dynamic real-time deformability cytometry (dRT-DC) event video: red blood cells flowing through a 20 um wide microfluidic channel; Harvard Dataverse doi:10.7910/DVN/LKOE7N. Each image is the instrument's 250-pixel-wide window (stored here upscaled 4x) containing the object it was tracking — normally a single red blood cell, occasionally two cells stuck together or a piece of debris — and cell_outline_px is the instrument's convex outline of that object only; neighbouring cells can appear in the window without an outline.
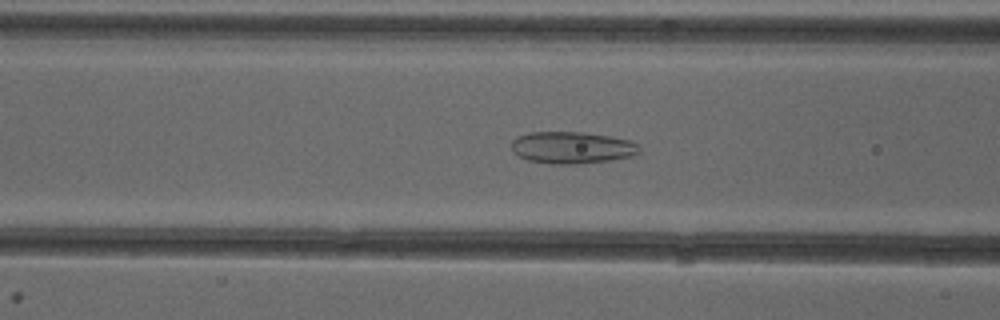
{"species": "common noctule bat (a hibernating species)", "species_latin": "Nyctalus noctula", "temperature_condition": "cold", "stored_images_in_passage": 51, "camera_frame_rate_fps": 3000, "um_per_image_px": 0.085, "animal": {"sex": "female"}, "frame": {"image": 1, "passage_image": 20, "time_ms": 6.333, "image_size_px": [1000, 320], "cell_outline_px": [[640, 152], [632, 156], [608, 160], [576, 164], [548, 164], [528, 160], [512, 152], [512, 140], [516, 136], [528, 132], [580, 132], [608, 136], [628, 140], [636, 144], [640, 148]], "centroid_in_image_um": [48.56, 12.55], "position_along_channel_um": 118.0, "area_um2": 23.7}}
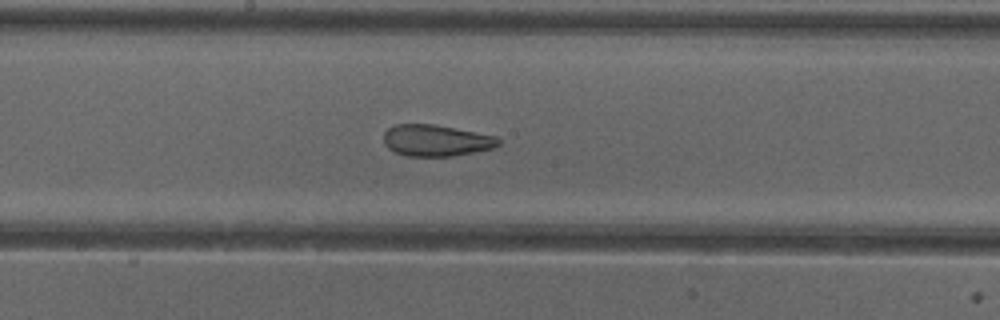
{"frame": {"image": 2, "passage_image": 27, "time_ms": 8.667, "image_size_px": [1000, 320], "cell_outline_px": [[500, 144], [492, 148], [452, 156], [408, 156], [396, 152], [388, 148], [384, 144], [384, 132], [388, 128], [396, 124], [436, 124], [496, 136], [500, 140]], "centroid_in_image_um": [37.05, 11.93], "position_along_channel_um": 211.1, "area_um2": 20.98}}
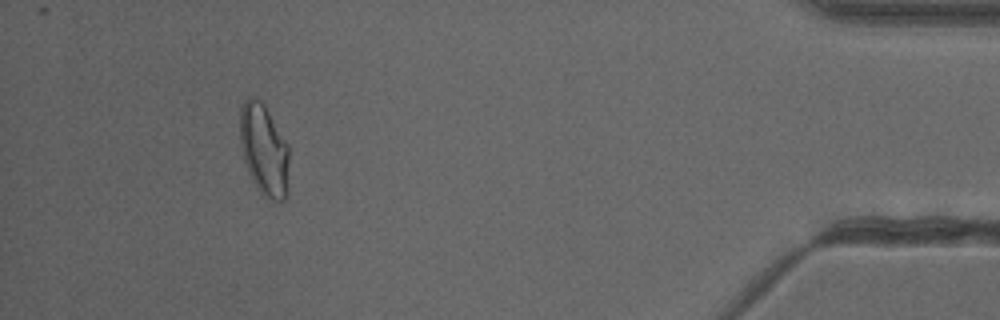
{"frame": {"image": 3, "passage_image": 47, "time_ms": 15.333, "image_size_px": [1000, 320], "cell_outline_px": [[288, 196], [284, 200], [272, 200], [264, 196], [260, 192], [248, 172], [244, 160], [240, 144], [240, 108], [244, 100], [248, 96], [260, 100], [264, 104], [288, 144]], "centroid_in_image_um": [22.44, 12.74], "position_along_channel_um": 412.8, "area_um2": 26.3}, "authors_computed_cell_mechanics": {"area_um2": 25.3164, "velocity_mm_per_s": 3.9839, "shape_relaxation_time_tau1_ms": null, "shape_relaxation_time_tau2_ms": 1.636, "deformation_change_tau1": null, "deformation_change_tau2": 0.0986}}